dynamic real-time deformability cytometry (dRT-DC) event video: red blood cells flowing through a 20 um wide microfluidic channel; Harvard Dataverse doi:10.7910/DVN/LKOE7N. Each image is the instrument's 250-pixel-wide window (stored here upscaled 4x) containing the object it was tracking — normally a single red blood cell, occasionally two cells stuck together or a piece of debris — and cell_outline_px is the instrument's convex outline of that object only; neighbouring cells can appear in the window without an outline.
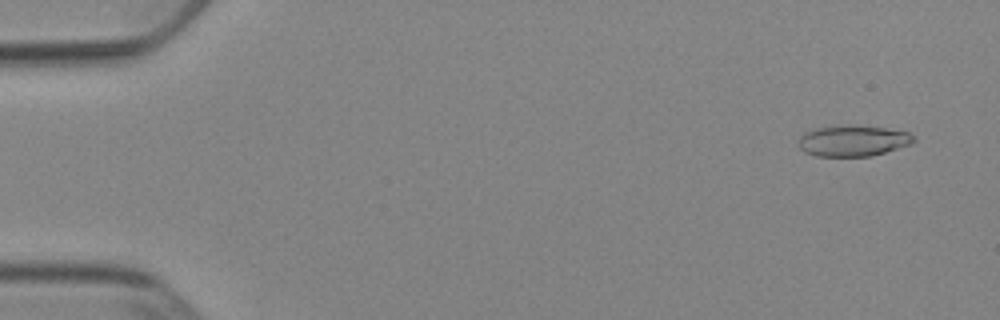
{"species": "Egyptian fruit bat (a non-hibernating species)", "species_latin": "Rousettus aegyptiacus", "temperature_condition": "cold", "stored_images_in_passage": 52, "camera_frame_rate_fps": 3000, "um_per_image_px": 0.085, "animal": {"sex": "female"}, "frame": {"image": 1, "passage_image": 3, "time_ms": 0.667, "image_size_px": [1000, 320], "cell_outline_px": [[916, 140], [912, 144], [872, 156], [816, 156], [804, 152], [800, 148], [800, 136], [804, 132], [816, 128], [848, 124], [884, 128], [908, 132], [916, 136]], "centroid_in_image_um": [72.53, 11.96], "position_along_channel_um": 12.5, "area_um2": 20.92}}
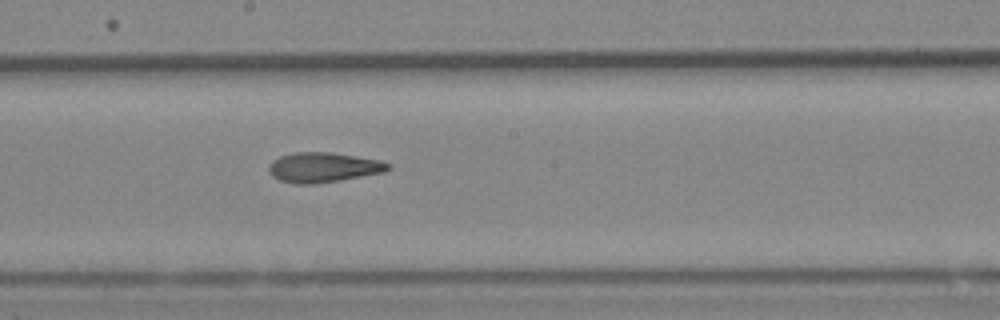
{"frame": {"image": 2, "passage_image": 29, "time_ms": 9.333, "image_size_px": [1000, 320], "cell_outline_px": [[392, 168], [384, 172], [340, 180], [312, 184], [296, 184], [280, 180], [272, 176], [268, 172], [268, 164], [272, 160], [280, 156], [292, 152], [332, 152], [380, 160], [392, 164]], "centroid_in_image_um": [27.47, 14.22], "position_along_channel_um": 220.7, "area_um2": 20.98}}
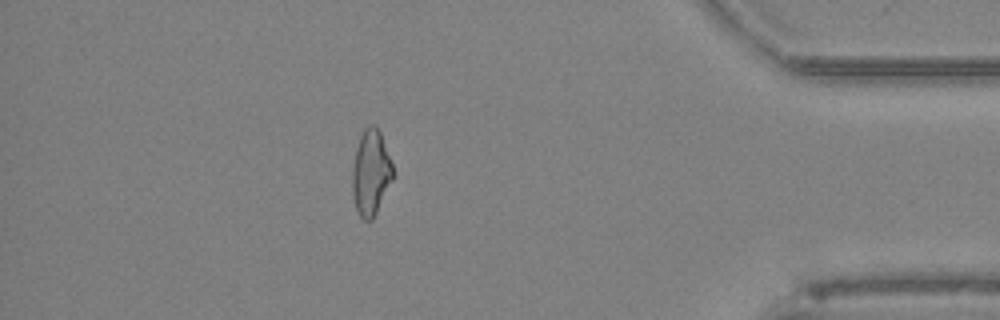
{"frame": {"image": 3, "passage_image": 46, "time_ms": 15.0, "image_size_px": [1000, 320], "cell_outline_px": [[392, 180], [372, 220], [364, 220], [360, 216], [356, 208], [352, 192], [352, 168], [356, 148], [360, 136], [364, 128], [368, 124], [376, 124], [380, 132], [392, 164]], "centroid_in_image_um": [31.5, 14.64], "position_along_channel_um": 403.7, "area_um2": 20.0}, "authors_computed_cell_mechanics": {"area_um2": 20.808, "velocity_mm_per_s": 3.9082, "shape_relaxation_time_tau1_ms": null, "shape_relaxation_time_tau2_ms": 2.5349, "deformation_change_tau1": null, "deformation_change_tau2": 0.1167}}